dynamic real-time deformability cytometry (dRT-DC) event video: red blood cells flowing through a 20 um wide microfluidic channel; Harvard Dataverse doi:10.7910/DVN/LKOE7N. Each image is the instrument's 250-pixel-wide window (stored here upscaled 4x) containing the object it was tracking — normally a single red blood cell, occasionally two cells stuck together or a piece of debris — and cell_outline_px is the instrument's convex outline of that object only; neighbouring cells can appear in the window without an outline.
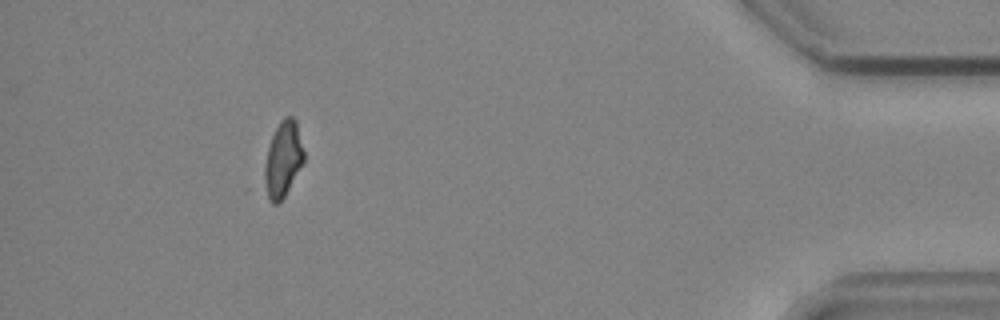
{"species": "common noctule bat (a hibernating species)", "species_latin": "Nyctalus noctula", "temperature_condition": "cold", "stored_images_in_passage": 51, "camera_frame_rate_fps": 3000, "um_per_image_px": 0.085, "animal": {"sex": "male", "body_mass_g": 19.2, "forearm_length_mm": 51.8}, "frame": {"image": 1, "passage_image": 46, "time_ms": 15.0, "image_size_px": [1000, 320], "cell_outline_px": [[304, 164], [284, 196], [276, 204], [272, 204], [268, 200], [264, 180], [264, 168], [268, 148], [272, 136], [280, 120], [284, 116], [292, 116], [296, 120], [304, 152]], "centroid_in_image_um": [24.07, 13.54], "position_along_channel_um": 411.1, "area_um2": 17.34}}